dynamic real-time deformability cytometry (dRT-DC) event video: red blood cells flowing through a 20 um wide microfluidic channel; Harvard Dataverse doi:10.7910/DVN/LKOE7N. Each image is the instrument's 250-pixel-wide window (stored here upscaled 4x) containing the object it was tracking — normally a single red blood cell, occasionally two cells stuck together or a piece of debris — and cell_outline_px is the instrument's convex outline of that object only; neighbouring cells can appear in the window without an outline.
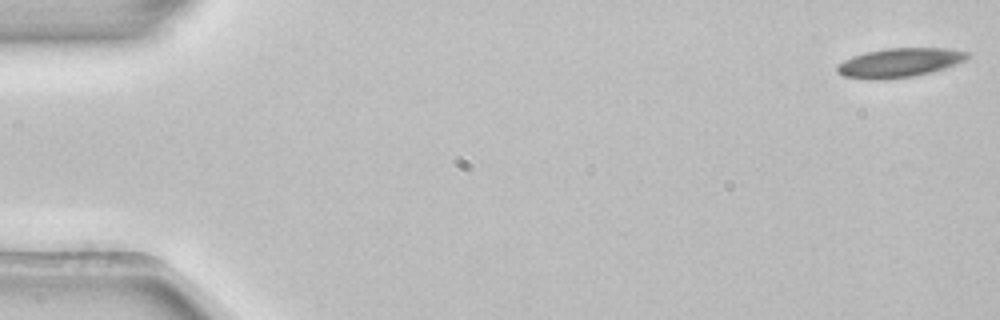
{"species": "common noctule bat (a hibernating species)", "species_latin": "Nyctalus noctula", "temperature_condition": "room temperature", "stored_images_in_passage": 4, "camera_frame_rate_fps": 3000, "um_per_image_px": 0.085, "animal": {"sex": "female", "body_mass_g": 22.7, "forearm_length_mm": 54.2}, "frame": {"image": 1, "passage_image": 1, "time_ms": 0.0, "image_size_px": [1000, 320], "cell_outline_px": [[972, 56], [968, 60], [932, 72], [912, 76], [880, 80], [872, 80], [844, 76], [836, 72], [836, 64], [852, 56], [868, 52], [888, 48], [948, 48], [972, 52]], "centroid_in_image_um": [76.51, 5.32], "position_along_channel_um": 8.5, "area_um2": 22.37}}
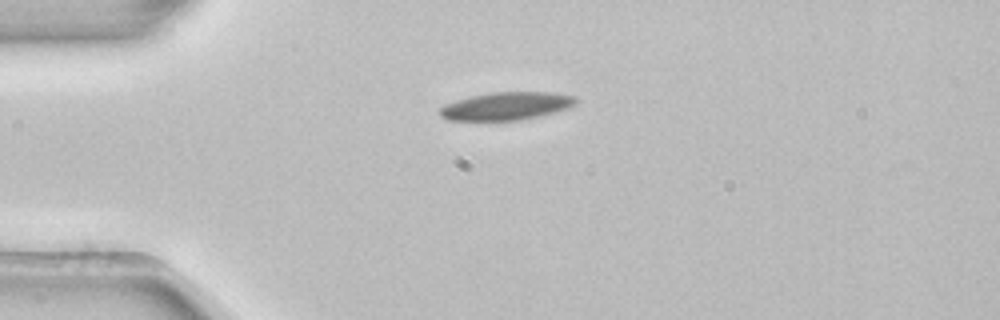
{"frame": {"image": 2, "passage_image": 3, "time_ms": 0.667, "image_size_px": [1000, 320], "cell_outline_px": [[580, 100], [576, 104], [568, 108], [520, 120], [448, 120], [440, 116], [440, 108], [444, 104], [456, 100], [472, 96], [492, 92], [548, 92], [576, 96]], "centroid_in_image_um": [43.05, 9.0], "position_along_channel_um": 42.0, "area_um2": 21.96}}